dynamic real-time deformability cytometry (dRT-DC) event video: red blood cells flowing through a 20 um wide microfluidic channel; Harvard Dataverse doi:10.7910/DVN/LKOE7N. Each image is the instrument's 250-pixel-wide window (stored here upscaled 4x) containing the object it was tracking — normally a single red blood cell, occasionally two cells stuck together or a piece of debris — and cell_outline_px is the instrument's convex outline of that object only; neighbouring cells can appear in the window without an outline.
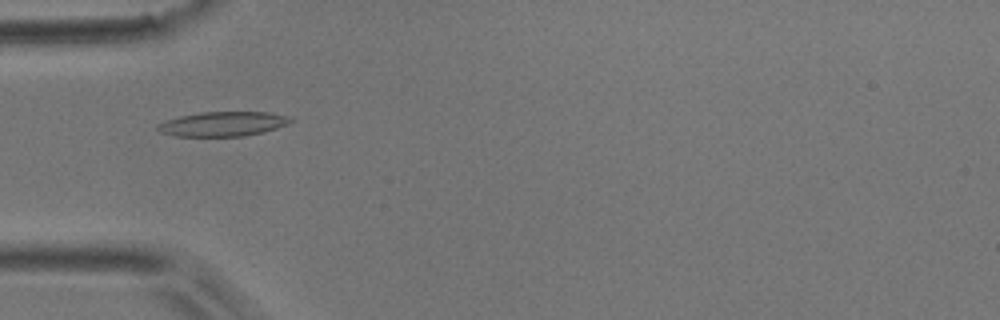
{"species": "common noctule bat (a hibernating species)", "species_latin": "Nyctalus noctula", "temperature_condition": "room temperature", "stored_images_in_passage": 51, "camera_frame_rate_fps": 3000, "um_per_image_px": 0.085, "animal": {"sex": "male", "body_mass_g": 17.9}, "frame": {"image": 1, "passage_image": 16, "time_ms": 5.0, "image_size_px": [1000, 320], "cell_outline_px": [[296, 120], [288, 124], [276, 128], [244, 136], [176, 136], [160, 132], [156, 128], [156, 124], [164, 120], [180, 116], [200, 112], [268, 112], [288, 116]], "centroid_in_image_um": [18.92, 10.53], "position_along_channel_um": 66.1, "area_um2": 19.07}}
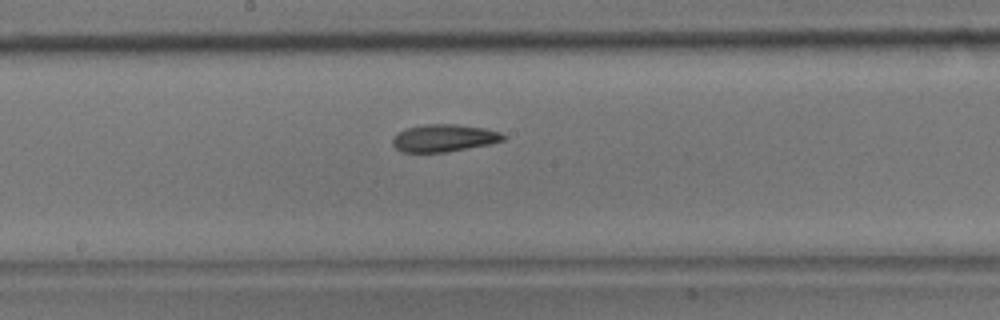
{"frame": {"image": 2, "passage_image": 27, "time_ms": 8.667, "image_size_px": [1000, 320], "cell_outline_px": [[508, 136], [504, 140], [488, 144], [444, 152], [400, 152], [392, 144], [392, 140], [400, 132], [408, 128], [424, 124], [456, 124], [484, 128], [500, 132]], "centroid_in_image_um": [37.75, 11.73], "position_along_channel_um": 210.4, "area_um2": 17.46}}
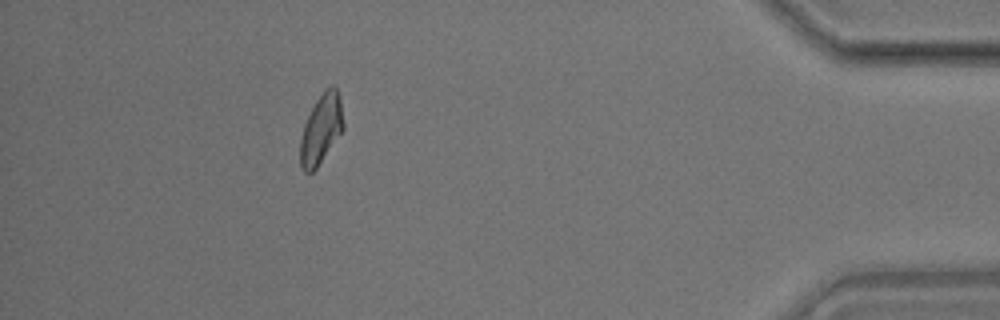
{"frame": {"image": 3, "passage_image": 46, "time_ms": 15.0, "image_size_px": [1000, 320], "cell_outline_px": [[344, 128], [316, 168], [312, 172], [304, 172], [300, 168], [300, 140], [304, 124], [316, 100], [332, 84], [336, 88], [340, 100], [344, 124]], "centroid_in_image_um": [27.28, 11.0], "position_along_channel_um": 407.9, "area_um2": 17.11}, "authors_computed_cell_mechanics": {"area_um2": 17.7446, "velocity_mm_per_s": 3.9419, "shape_relaxation_time_tau1_ms": 6.0333, "shape_relaxation_time_tau2_ms": 2.7417, "deformation_change_tau1": 0.1627, "deformation_change_tau2": 0.0923}}